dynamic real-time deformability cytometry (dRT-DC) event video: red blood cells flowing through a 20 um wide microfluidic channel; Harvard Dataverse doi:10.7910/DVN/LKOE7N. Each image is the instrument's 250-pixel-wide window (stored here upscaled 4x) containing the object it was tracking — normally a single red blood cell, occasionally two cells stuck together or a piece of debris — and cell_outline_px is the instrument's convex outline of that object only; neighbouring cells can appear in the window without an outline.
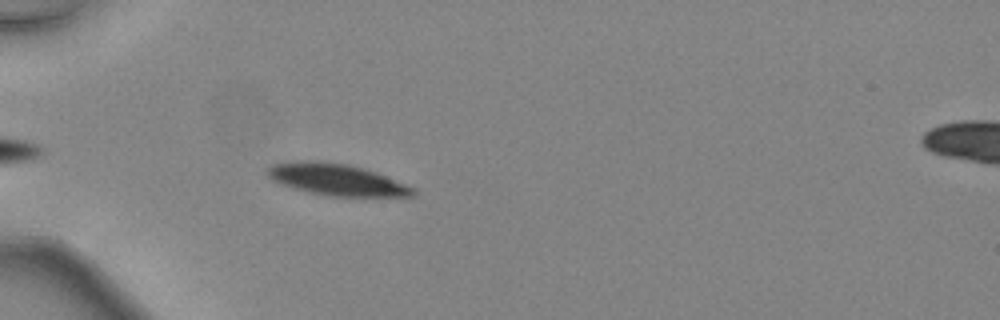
{"species": "common noctule bat (a hibernating species)", "species_latin": "Nyctalus noctula", "temperature_condition": "warm", "stored_images_in_passage": 30, "camera_frame_rate_fps": 3000, "um_per_image_px": 0.085, "animal": {"sex": "female", "body_mass_g": 24.6, "forearm_length_mm": 56.2}, "frame": {"image": 1, "passage_image": 4, "time_ms": 1.0, "image_size_px": [1000, 320], "cell_outline_px": [[416, 196], [328, 196], [308, 192], [280, 184], [272, 180], [264, 172], [264, 168], [272, 164], [304, 160], [316, 160], [348, 164], [364, 168], [376, 172], [416, 188]], "centroid_in_image_um": [28.58, 15.26], "position_along_channel_um": 56.4, "area_um2": 27.05}}
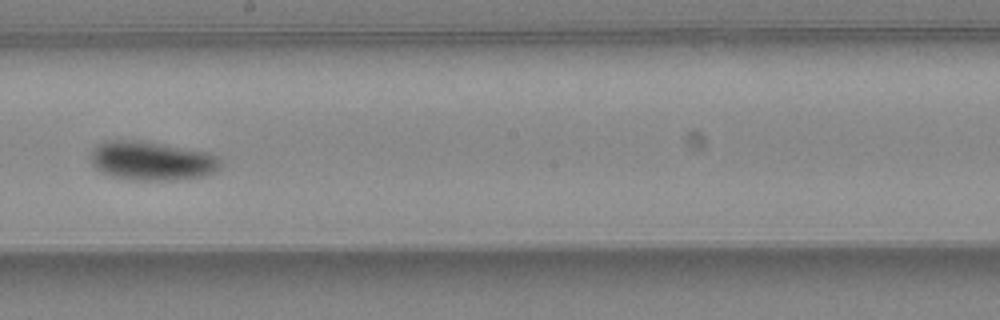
{"frame": {"image": 2, "passage_image": 17, "time_ms": 5.333, "image_size_px": [1000, 320], "cell_outline_px": [[220, 168], [216, 172], [204, 176], [176, 180], [132, 180], [112, 176], [100, 172], [92, 164], [92, 148], [104, 140], [144, 140], [208, 152], [216, 156], [220, 160]], "centroid_in_image_um": [12.9, 13.66], "position_along_channel_um": 235.3, "area_um2": 29.82}}
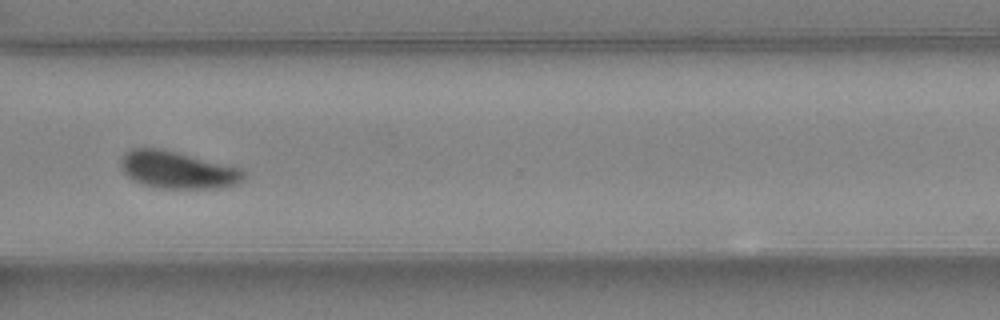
{"frame": {"image": 3, "passage_image": 25, "time_ms": 8.0, "image_size_px": [1000, 320], "cell_outline_px": [[244, 180], [236, 184], [220, 188], [156, 188], [132, 180], [120, 168], [120, 160], [124, 152], [132, 148], [160, 148], [240, 168], [244, 172]], "centroid_in_image_um": [15.05, 14.44], "position_along_channel_um": 355.6, "area_um2": 26.59}, "authors_computed_cell_mechanics": {"area_um2": 28.2064, "velocity_mm_per_s": 4.5092, "shape_relaxation_time_tau1_ms": 1.7659, "shape_relaxation_time_tau2_ms": null, "deformation_change_tau1": 0.1484, "deformation_change_tau2": null}}